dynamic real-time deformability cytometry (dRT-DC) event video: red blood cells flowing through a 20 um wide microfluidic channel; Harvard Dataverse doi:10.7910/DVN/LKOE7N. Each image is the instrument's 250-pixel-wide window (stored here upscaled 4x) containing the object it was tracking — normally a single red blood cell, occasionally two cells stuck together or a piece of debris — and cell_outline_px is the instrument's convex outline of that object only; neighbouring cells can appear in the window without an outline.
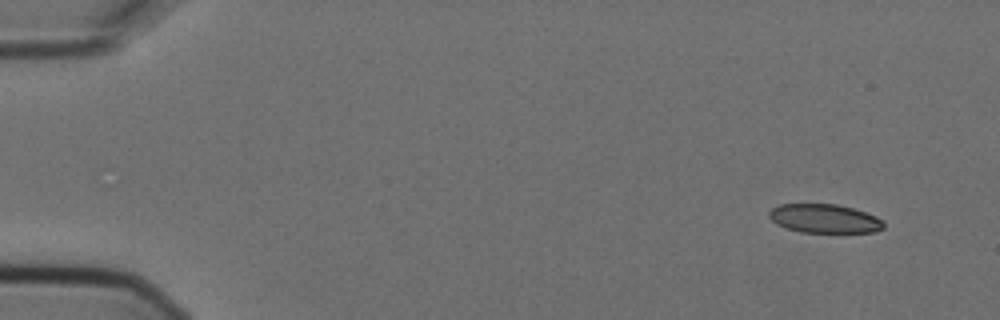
{"species": "Egyptian fruit bat (a non-hibernating species)", "species_latin": "Rousettus aegyptiacus", "temperature_condition": "cold", "stored_images_in_passage": 5, "camera_frame_rate_fps": 3000, "um_per_image_px": 0.085, "animal": {"sex": "female"}, "frame": {"image": 1, "passage_image": 1, "time_ms": 0.0, "image_size_px": [1000, 320], "cell_outline_px": [[884, 228], [876, 232], [800, 232], [776, 224], [768, 216], [768, 212], [772, 208], [780, 204], [836, 204], [852, 208], [876, 216], [884, 220]], "centroid_in_image_um": [70.09, 18.58], "position_along_channel_um": 14.9, "area_um2": 19.25}}
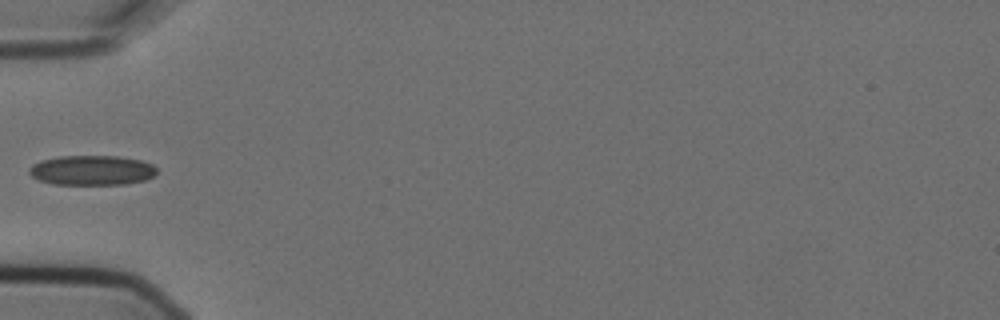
{"frame": {"image": 2, "passage_image": 5, "time_ms": 1.333, "image_size_px": [1000, 320], "cell_outline_px": [[156, 172], [152, 176], [144, 180], [124, 184], [52, 184], [40, 180], [32, 176], [28, 172], [28, 168], [32, 164], [40, 160], [60, 156], [116, 156], [140, 160], [152, 164], [156, 168]], "centroid_in_image_um": [7.76, 14.47], "position_along_channel_um": 77.2, "area_um2": 22.08}}